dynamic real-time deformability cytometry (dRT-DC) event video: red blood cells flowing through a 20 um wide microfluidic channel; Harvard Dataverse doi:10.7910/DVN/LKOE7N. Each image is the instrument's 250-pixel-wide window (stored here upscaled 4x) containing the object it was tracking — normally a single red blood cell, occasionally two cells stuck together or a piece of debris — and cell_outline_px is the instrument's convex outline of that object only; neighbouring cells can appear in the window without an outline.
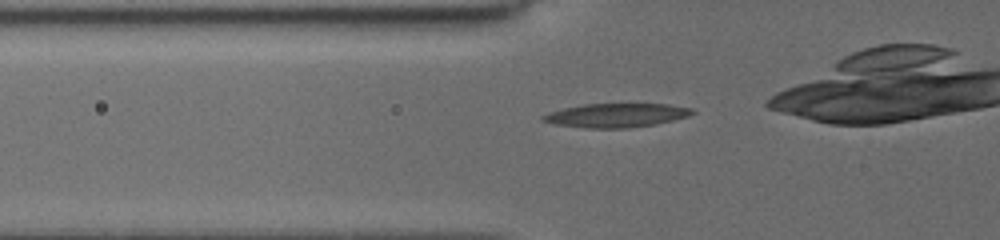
{"species": "common noctule bat (a hibernating species)", "species_latin": "Nyctalus noctula", "temperature_condition": "cold", "stored_images_in_passage": 16, "camera_frame_rate_fps": 3000, "um_per_image_px": 0.085, "animal": {"sex": "female", "body_mass_g": 19.5, "forearm_length_mm": 54.1}, "frame": {"image": 1, "passage_image": 11, "time_ms": 2.0, "image_size_px": [1000, 240], "cell_outline_px": [[696, 112], [688, 116], [672, 120], [652, 124], [624, 128], [588, 128], [556, 124], [540, 120], [540, 116], [548, 112], [564, 108], [584, 104], [668, 104], [692, 108]], "centroid_in_image_um": [52.35, 9.79], "position_along_channel_um": 73.5, "area_um2": 20.58}}